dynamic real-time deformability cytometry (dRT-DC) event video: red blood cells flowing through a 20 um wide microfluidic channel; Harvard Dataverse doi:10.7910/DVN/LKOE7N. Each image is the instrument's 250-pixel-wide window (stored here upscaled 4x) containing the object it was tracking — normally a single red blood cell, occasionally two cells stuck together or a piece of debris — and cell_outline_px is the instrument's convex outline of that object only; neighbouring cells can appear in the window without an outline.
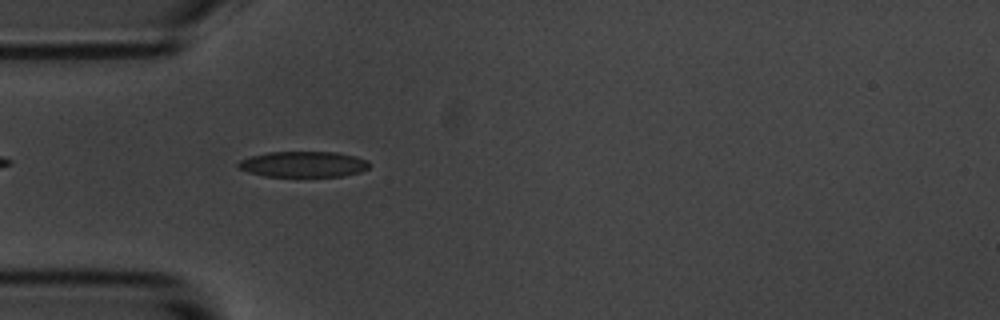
{"species": "common noctule bat (a hibernating species)", "species_latin": "Nyctalus noctula", "temperature_condition": "room temperature", "stored_images_in_passage": 27, "camera_frame_rate_fps": 3000, "um_per_image_px": 0.085, "animal": {"sex": "male", "body_mass_g": 20.1, "forearm_length_mm": 53.5}, "frame": {"image": 1, "passage_image": 5, "time_ms": 1.333, "image_size_px": [1000, 320], "cell_outline_px": [[372, 164], [368, 168], [360, 172], [344, 176], [264, 176], [248, 172], [240, 168], [236, 164], [240, 160], [248, 156], [268, 152], [336, 152], [356, 156], [368, 160]], "centroid_in_image_um": [25.8, 13.95], "position_along_channel_um": 59.2, "area_um2": 19.83}}
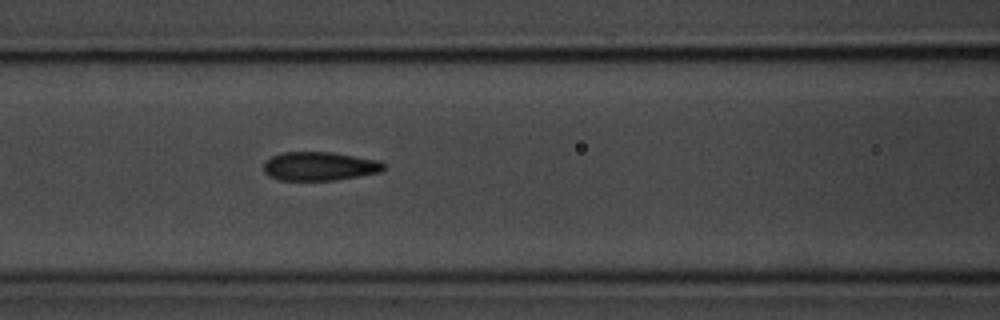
{"frame": {"image": 2, "passage_image": 12, "time_ms": 3.667, "image_size_px": [1000, 320], "cell_outline_px": [[384, 168], [380, 172], [360, 176], [332, 180], [280, 180], [268, 176], [264, 172], [264, 160], [272, 156], [284, 152], [332, 152], [376, 160], [384, 164]], "centroid_in_image_um": [27.11, 14.13], "position_along_channel_um": 139.5, "area_um2": 20.0}}
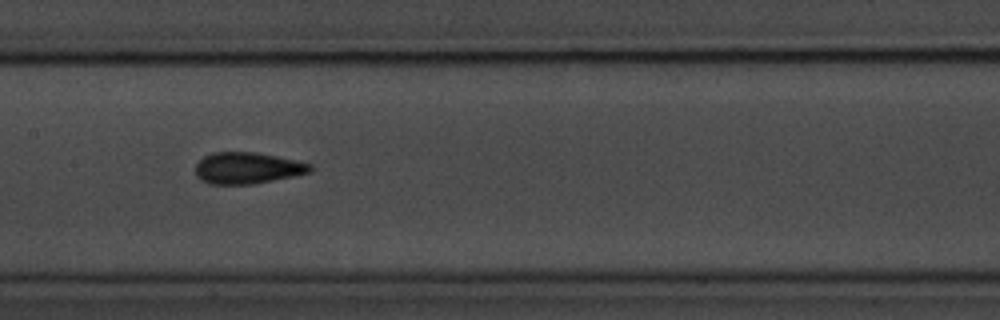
{"frame": {"image": 3, "passage_image": 16, "time_ms": 5.0, "image_size_px": [1000, 320], "cell_outline_px": [[312, 172], [296, 176], [256, 184], [208, 184], [200, 180], [196, 176], [196, 164], [204, 156], [212, 152], [256, 152], [276, 156], [312, 164]], "centroid_in_image_um": [21.03, 14.29], "position_along_channel_um": 186.4, "area_um2": 21.27}}